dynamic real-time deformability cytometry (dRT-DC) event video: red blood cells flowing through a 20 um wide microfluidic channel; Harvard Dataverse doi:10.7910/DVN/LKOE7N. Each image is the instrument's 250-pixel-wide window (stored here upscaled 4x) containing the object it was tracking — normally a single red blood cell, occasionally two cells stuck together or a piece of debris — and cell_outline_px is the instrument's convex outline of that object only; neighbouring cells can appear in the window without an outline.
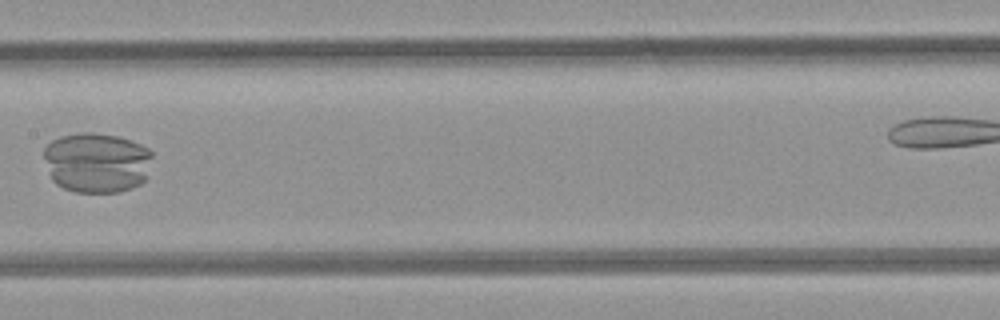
{"species": "common noctule bat (a hibernating species)", "species_latin": "Nyctalus noctula", "temperature_condition": "room temperature", "stored_images_in_passage": 9, "segment_of_instrument_passage": [1, 2], "camera_frame_rate_fps": 3000, "um_per_image_px": 0.085, "animal": {"sex": "female", "body_mass_g": 21.9}, "frame": {"image": 1, "passage_image": 7, "time_ms": 8.0, "image_size_px": [1000, 320], "cell_outline_px": [[152, 156], [144, 180], [140, 184], [132, 188], [120, 192], [76, 192], [64, 188], [56, 184], [52, 180], [44, 156], [44, 148], [52, 140], [60, 136], [84, 132], [92, 132], [116, 136], [140, 144], [148, 148], [152, 152]], "centroid_in_image_um": [8.21, 13.82], "position_along_channel_um": 199.2, "area_um2": 37.97}}
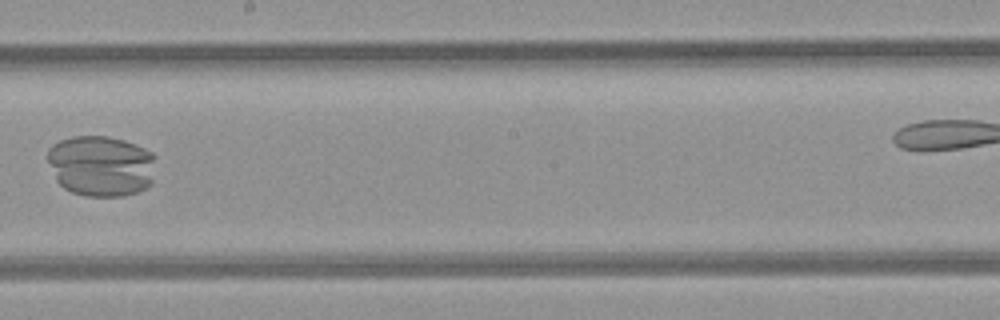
{"frame": {"image": 2, "passage_image": 8, "time_ms": 9.0, "image_size_px": [1000, 320], "cell_outline_px": [[156, 156], [152, 184], [140, 192], [124, 196], [84, 196], [72, 192], [64, 188], [56, 180], [48, 160], [48, 148], [52, 144], [60, 140], [72, 136], [108, 136], [124, 140], [136, 144], [152, 152]], "centroid_in_image_um": [8.62, 14.1], "position_along_channel_um": 239.6, "area_um2": 38.96}}